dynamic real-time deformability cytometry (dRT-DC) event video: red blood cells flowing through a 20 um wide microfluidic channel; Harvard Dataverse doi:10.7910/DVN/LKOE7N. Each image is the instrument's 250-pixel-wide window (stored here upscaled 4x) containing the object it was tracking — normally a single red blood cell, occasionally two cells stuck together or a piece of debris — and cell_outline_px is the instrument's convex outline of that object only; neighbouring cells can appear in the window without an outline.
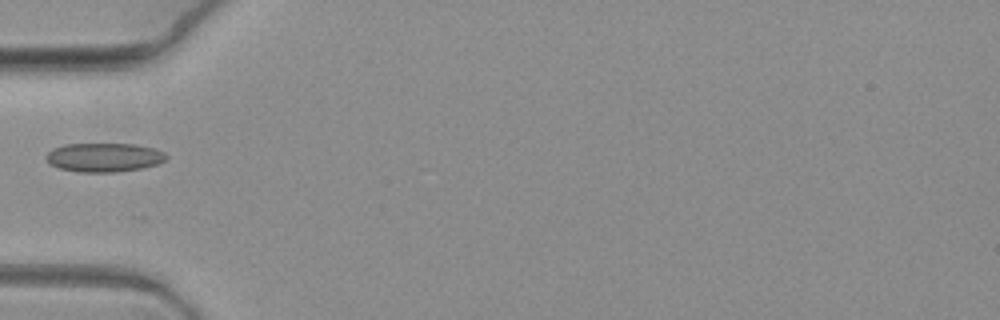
{"species": "common noctule bat (a hibernating species)", "species_latin": "Nyctalus noctula", "temperature_condition": "warm", "stored_images_in_passage": 5, "camera_frame_rate_fps": 3000, "um_per_image_px": 0.085, "animal": {"sex": "female", "body_mass_g": 19.3, "forearm_length_mm": 54.1}, "frame": {"image": 1, "passage_image": 1, "time_ms": 0.0, "image_size_px": [1000, 320], "cell_outline_px": [[168, 156], [164, 160], [156, 164], [144, 168], [116, 172], [80, 172], [60, 168], [48, 164], [44, 156], [52, 148], [64, 144], [136, 144], [152, 148], [164, 152]], "centroid_in_image_um": [8.8, 13.38], "position_along_channel_um": 76.2, "area_um2": 20.35}}
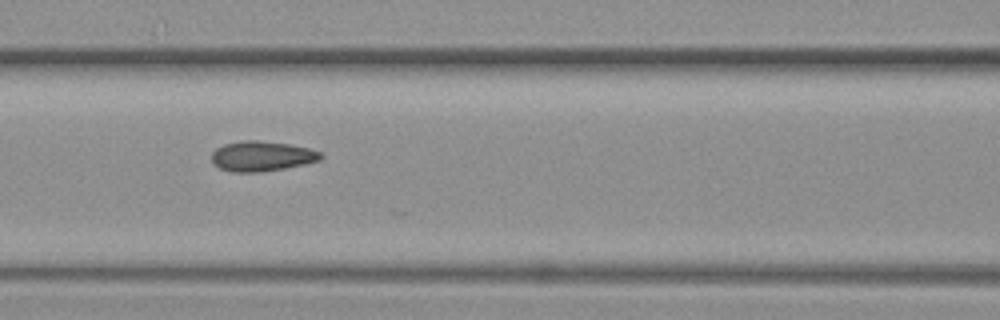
{"frame": {"image": 2, "passage_image": 3, "time_ms": 0.667, "image_size_px": [1000, 320], "cell_outline_px": [[324, 156], [320, 160], [304, 164], [284, 168], [260, 172], [232, 172], [220, 168], [212, 164], [212, 152], [216, 148], [224, 144], [244, 140], [256, 140], [288, 144], [308, 148], [320, 152]], "centroid_in_image_um": [22.23, 13.28], "position_along_channel_um": 144.4, "area_um2": 19.07}}
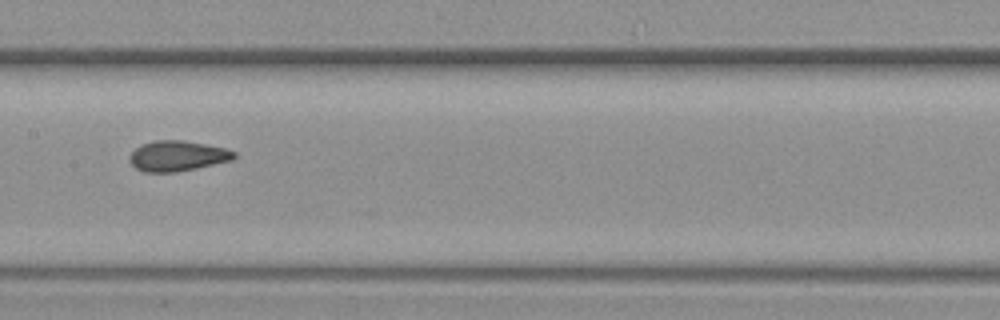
{"frame": {"image": 3, "passage_image": 4, "time_ms": 1.0, "image_size_px": [1000, 320], "cell_outline_px": [[236, 156], [232, 160], [176, 172], [144, 172], [136, 168], [128, 160], [128, 156], [140, 144], [152, 140], [184, 140], [224, 148], [236, 152]], "centroid_in_image_um": [15.04, 13.24], "position_along_channel_um": 192.4, "area_um2": 18.5}}